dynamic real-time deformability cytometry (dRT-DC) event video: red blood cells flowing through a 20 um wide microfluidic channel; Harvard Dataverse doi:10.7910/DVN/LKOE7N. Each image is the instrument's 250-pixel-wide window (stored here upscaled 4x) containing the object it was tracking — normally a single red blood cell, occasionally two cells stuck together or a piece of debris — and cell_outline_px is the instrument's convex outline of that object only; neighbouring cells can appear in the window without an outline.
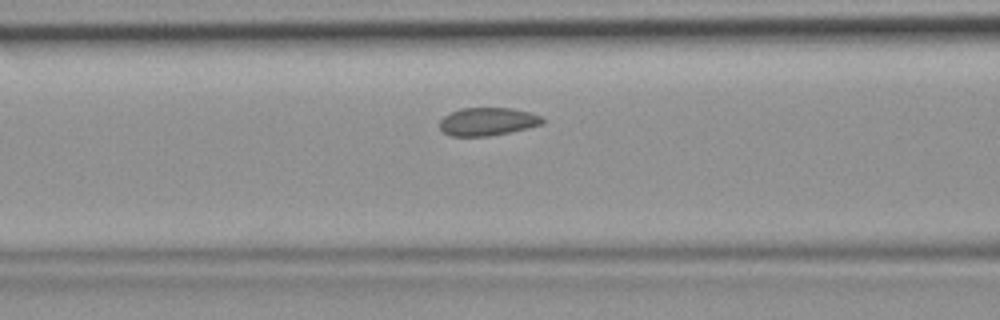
{"species": "common noctule bat (a hibernating species)", "species_latin": "Nyctalus noctula", "temperature_condition": "room temperature", "stored_images_in_passage": 32, "camera_frame_rate_fps": 3000, "um_per_image_px": 0.085, "animal": {"sex": "female", "body_mass_g": 19.9}, "frame": {"image": 1, "passage_image": 10, "time_ms": 3.0, "image_size_px": [1000, 320], "cell_outline_px": [[544, 124], [508, 132], [488, 136], [452, 136], [444, 132], [440, 128], [440, 120], [444, 116], [460, 108], [512, 108], [532, 112], [540, 116], [544, 120]], "centroid_in_image_um": [41.46, 10.32], "position_along_channel_um": 125.1, "area_um2": 16.7}}
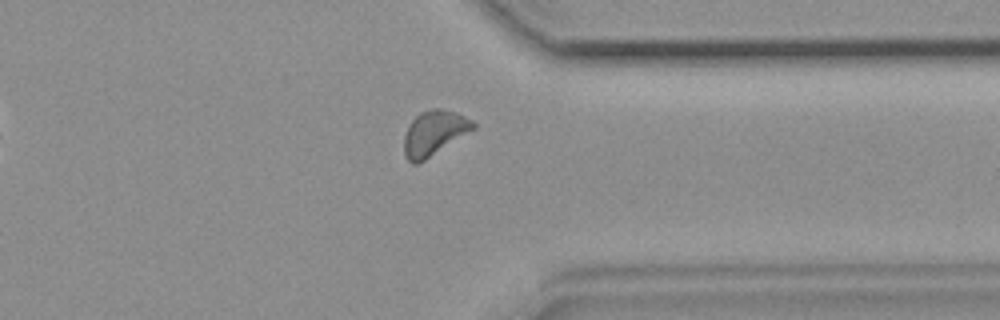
{"frame": {"image": 2, "passage_image": 28, "time_ms": 9.0, "image_size_px": [1000, 320], "cell_outline_px": [[476, 128], [424, 160], [416, 164], [412, 164], [404, 156], [404, 136], [408, 124], [420, 112], [432, 108], [440, 108], [456, 112], [472, 120], [476, 124]], "centroid_in_image_um": [36.89, 11.29], "position_along_channel_um": 374.5, "area_um2": 18.03}}